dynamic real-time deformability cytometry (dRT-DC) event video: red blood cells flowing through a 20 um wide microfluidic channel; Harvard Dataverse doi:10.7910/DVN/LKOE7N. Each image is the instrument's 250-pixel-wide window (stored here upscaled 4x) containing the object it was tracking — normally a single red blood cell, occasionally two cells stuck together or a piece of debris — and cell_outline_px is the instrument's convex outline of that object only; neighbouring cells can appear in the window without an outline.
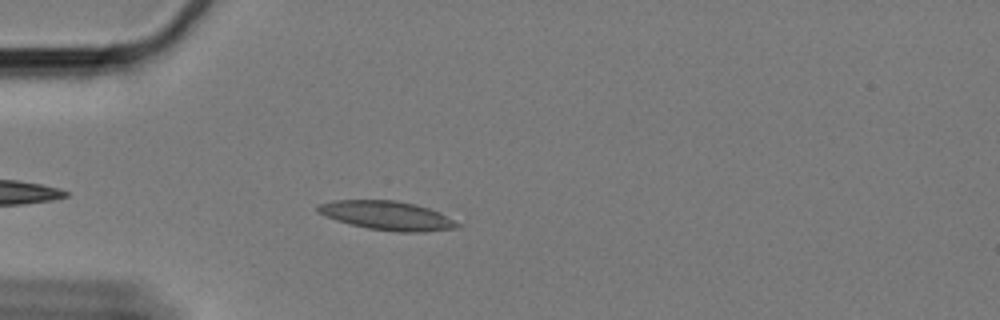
{"species": "Egyptian fruit bat (a non-hibernating species)", "species_latin": "Rousettus aegyptiacus", "temperature_condition": "cold", "stored_images_in_passage": 26, "camera_frame_rate_fps": 3000, "um_per_image_px": 0.085, "animal": {"sex": "female"}, "frame": {"image": 1, "passage_image": 5, "time_ms": 1.333, "image_size_px": [1000, 320], "cell_outline_px": [[460, 224], [456, 228], [420, 232], [400, 232], [368, 228], [352, 224], [316, 212], [316, 204], [332, 200], [396, 200], [416, 204], [440, 212]], "centroid_in_image_um": [32.89, 18.3], "position_along_channel_um": 52.1, "area_um2": 23.29}}
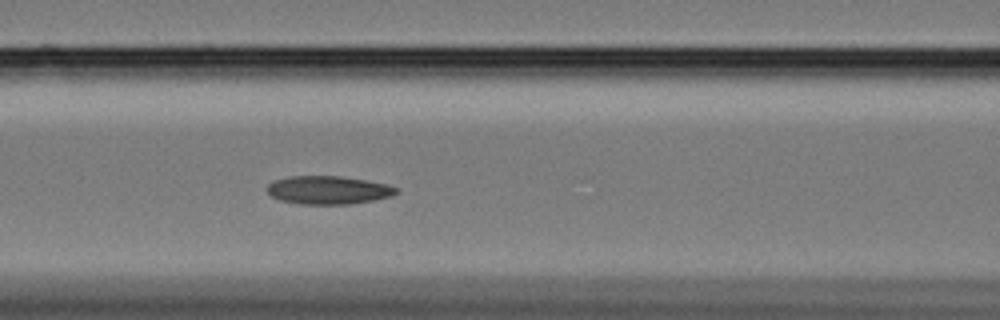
{"frame": {"image": 2, "passage_image": 14, "time_ms": 4.333, "image_size_px": [1000, 320], "cell_outline_px": [[400, 192], [392, 196], [352, 204], [300, 204], [280, 200], [272, 196], [268, 192], [268, 184], [276, 180], [292, 176], [340, 176], [388, 184], [400, 188]], "centroid_in_image_um": [27.96, 16.16], "position_along_channel_um": 138.6, "area_um2": 21.21}}
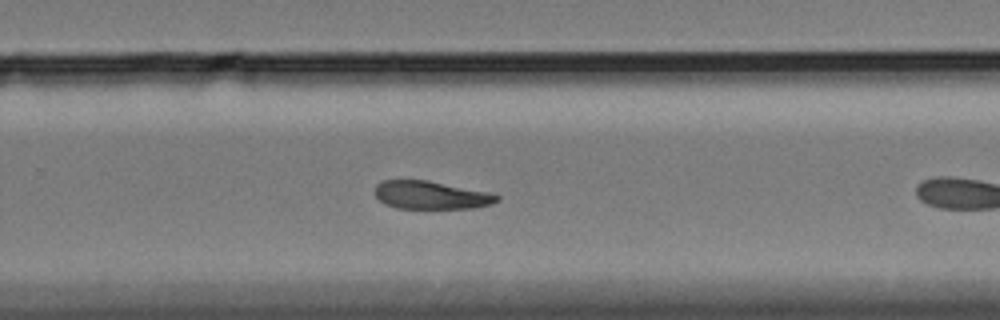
{"frame": {"image": 3, "passage_image": 24, "time_ms": 7.667, "image_size_px": [1000, 320], "cell_outline_px": [[500, 200], [492, 204], [472, 208], [396, 208], [384, 204], [376, 196], [376, 184], [384, 180], [428, 180], [484, 192], [500, 196]], "centroid_in_image_um": [36.6, 16.59], "position_along_channel_um": 293.2, "area_um2": 19.65}}